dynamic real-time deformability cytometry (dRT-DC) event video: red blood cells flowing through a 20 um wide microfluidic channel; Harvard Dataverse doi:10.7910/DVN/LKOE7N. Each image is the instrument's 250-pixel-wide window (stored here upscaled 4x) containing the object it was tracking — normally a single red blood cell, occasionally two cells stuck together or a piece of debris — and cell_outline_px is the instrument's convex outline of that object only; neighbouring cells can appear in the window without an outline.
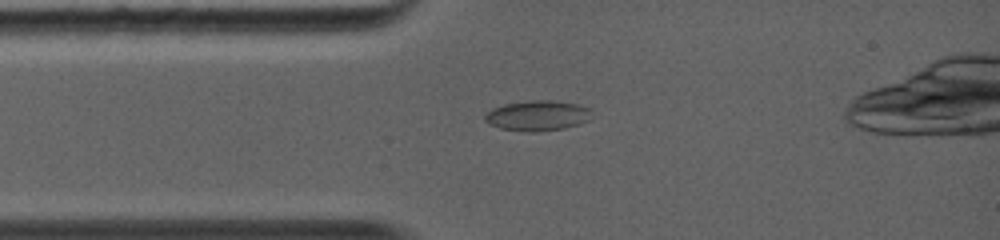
{"species": "common noctule bat (a hibernating species)", "species_latin": "Nyctalus noctula", "temperature_condition": "warm", "stored_images_in_passage": 29, "camera_frame_rate_fps": 5000, "um_per_image_px": 0.085, "animal": {"sex": "female", "body_mass_g": 19.0, "forearm_length_mm": 56.7}, "frame": {"image": 1, "passage_image": 5, "time_ms": 1.4, "image_size_px": [1000, 240], "cell_outline_px": [[588, 120], [580, 124], [564, 128], [536, 132], [524, 132], [500, 128], [488, 124], [484, 120], [484, 116], [492, 108], [504, 104], [532, 100], [556, 100], [580, 104], [588, 108]], "centroid_in_image_um": [45.65, 9.83], "position_along_channel_um": 39.4, "area_um2": 18.9}}
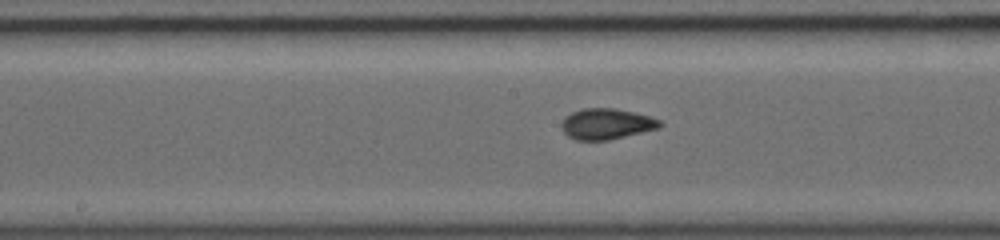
{"frame": {"image": 2, "passage_image": 15, "time_ms": 5.0, "image_size_px": [1000, 240], "cell_outline_px": [[664, 124], [660, 128], [608, 140], [576, 140], [568, 136], [560, 128], [560, 124], [572, 112], [584, 108], [612, 108], [632, 112], [648, 116], [660, 120]], "centroid_in_image_um": [51.55, 10.54], "position_along_channel_um": 196.6, "area_um2": 17.51}}
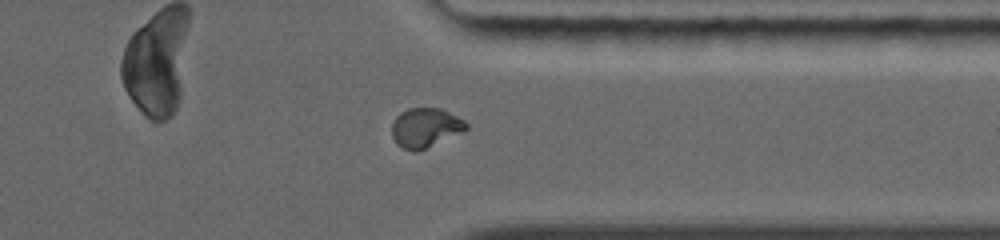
{"frame": {"image": 3, "passage_image": 22, "time_ms": 9.0, "image_size_px": [1000, 240], "cell_outline_px": [[468, 128], [464, 132], [416, 152], [412, 152], [396, 144], [392, 136], [392, 124], [396, 116], [400, 112], [408, 108], [440, 108], [464, 120], [468, 124]], "centroid_in_image_um": [36.15, 10.86], "position_along_channel_um": 375.2, "area_um2": 17.17}}